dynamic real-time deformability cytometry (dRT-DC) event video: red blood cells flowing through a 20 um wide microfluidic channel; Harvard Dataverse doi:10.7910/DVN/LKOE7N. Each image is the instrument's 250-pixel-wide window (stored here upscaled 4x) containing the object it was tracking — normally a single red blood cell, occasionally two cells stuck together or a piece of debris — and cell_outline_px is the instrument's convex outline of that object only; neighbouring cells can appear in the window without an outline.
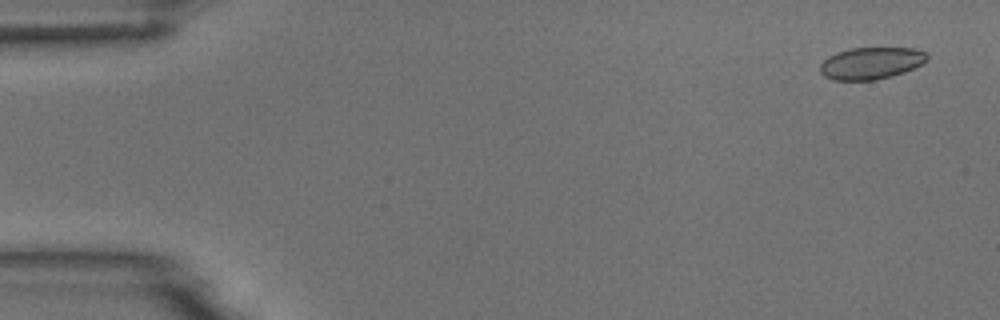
{"species": "common noctule bat (a hibernating species)", "species_latin": "Nyctalus noctula", "temperature_condition": "room temperature", "stored_images_in_passage": 41, "camera_frame_rate_fps": 3000, "um_per_image_px": 0.085, "animal": {"sex": "male", "body_mass_g": 18.8}, "frame": {"image": 1, "passage_image": 3, "time_ms": 0.667, "image_size_px": [1000, 320], "cell_outline_px": [[928, 60], [904, 72], [892, 76], [876, 80], [836, 80], [824, 76], [820, 72], [820, 64], [828, 56], [836, 52], [852, 48], [916, 48], [924, 52], [928, 56]], "centroid_in_image_um": [74.02, 5.37], "position_along_channel_um": 11.0, "area_um2": 19.88}}
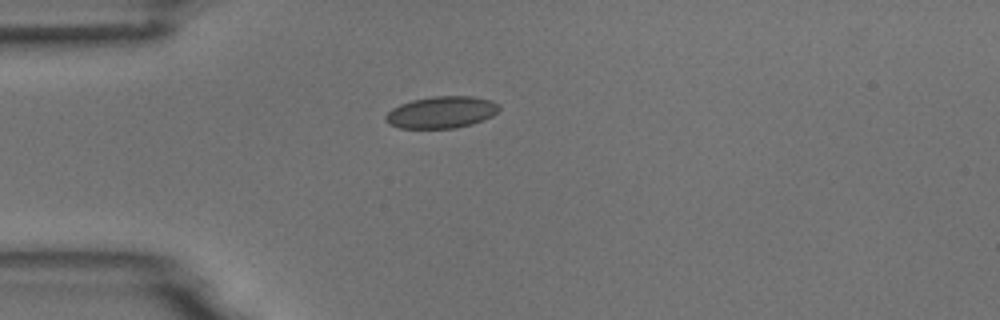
{"frame": {"image": 2, "passage_image": 15, "time_ms": 4.667, "image_size_px": [1000, 320], "cell_outline_px": [[500, 108], [492, 116], [472, 124], [456, 128], [400, 128], [388, 124], [384, 120], [384, 116], [392, 108], [400, 104], [412, 100], [432, 96], [472, 96], [492, 100]], "centroid_in_image_um": [37.49, 9.54], "position_along_channel_um": 47.5, "area_um2": 21.1}}
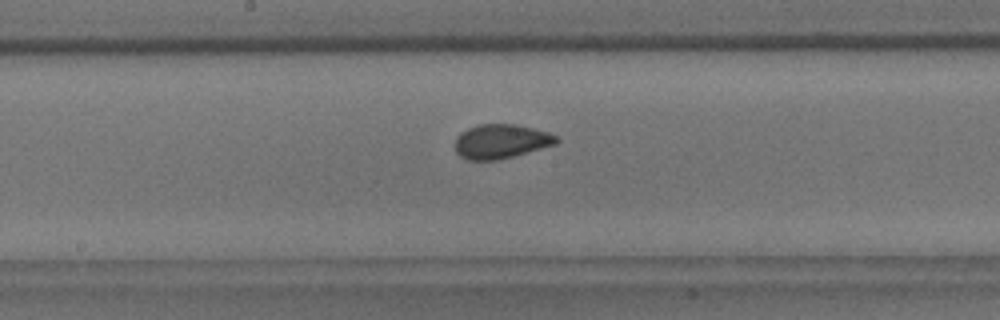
{"frame": {"image": 3, "passage_image": 29, "time_ms": 9.333, "image_size_px": [1000, 320], "cell_outline_px": [[560, 140], [556, 144], [512, 156], [496, 160], [468, 160], [460, 156], [456, 152], [456, 136], [460, 132], [468, 128], [480, 124], [516, 124], [548, 132], [556, 136]], "centroid_in_image_um": [42.57, 12.01], "position_along_channel_um": 205.6, "area_um2": 20.11}}